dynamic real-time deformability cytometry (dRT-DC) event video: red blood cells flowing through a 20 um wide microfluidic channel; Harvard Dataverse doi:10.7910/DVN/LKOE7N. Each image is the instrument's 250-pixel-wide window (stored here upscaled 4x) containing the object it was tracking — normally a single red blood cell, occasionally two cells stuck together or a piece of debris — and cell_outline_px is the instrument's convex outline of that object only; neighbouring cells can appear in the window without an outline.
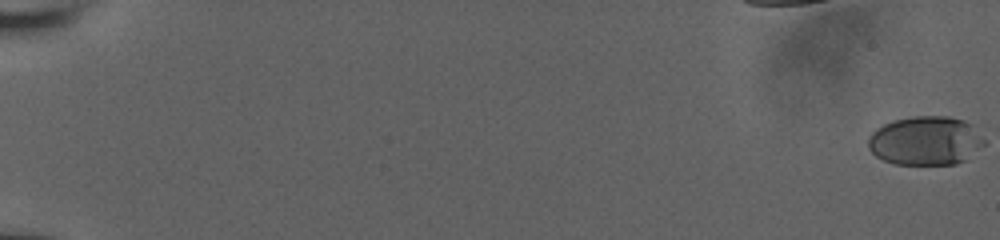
{"species": "human", "species_latin": "Homo sapiens", "temperature_condition": "room temperature", "stored_images_in_passage": 58, "camera_frame_rate_fps": 3000, "um_per_image_px": 0.085, "donor": {"sex": "male"}, "frame": {"image": 1, "passage_image": 1, "time_ms": 0.0, "image_size_px": [1000, 240], "cell_outline_px": [[972, 124], [964, 160], [956, 164], [896, 164], [884, 160], [876, 156], [868, 148], [868, 136], [876, 128], [884, 124], [896, 120], [912, 116], [948, 116], [964, 120]], "centroid_in_image_um": [78.33, 11.94], "position_along_channel_um": 6.7, "area_um2": 30.63}}
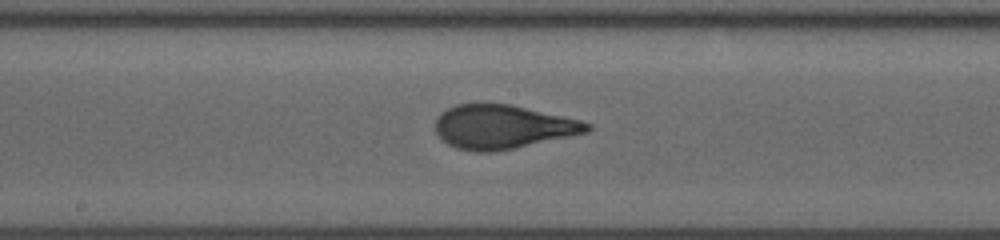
{"frame": {"image": 2, "passage_image": 35, "time_ms": 11.333, "image_size_px": [1000, 240], "cell_outline_px": [[592, 128], [588, 132], [512, 148], [492, 152], [476, 152], [456, 148], [448, 144], [436, 132], [436, 120], [440, 112], [456, 104], [508, 104], [580, 120], [592, 124]], "centroid_in_image_um": [42.7, 10.78], "position_along_channel_um": 205.5, "area_um2": 38.21}}
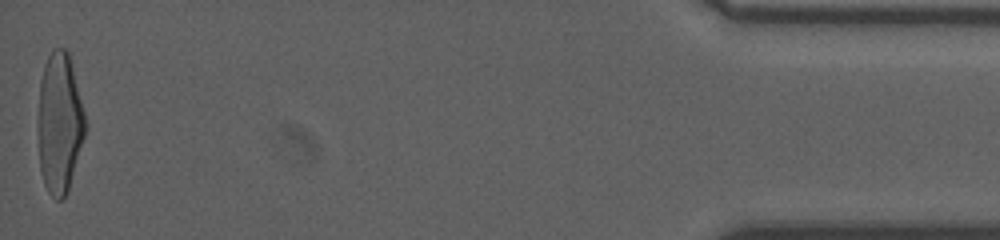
{"frame": {"image": 3, "passage_image": 58, "time_ms": 19.333, "image_size_px": [1000, 240], "cell_outline_px": [[88, 128], [68, 188], [64, 196], [60, 200], [56, 200], [48, 192], [44, 184], [40, 168], [36, 124], [40, 80], [44, 64], [52, 48], [64, 48], [68, 52], [88, 124]], "centroid_in_image_um": [5.05, 10.44], "position_along_channel_um": 430.2, "area_um2": 39.36}, "authors_computed_cell_mechanics": {"area_um2": 37.8012, "velocity_mm_per_s": 3.8548, "shape_relaxation_time_tau1_ms": 6.6744, "shape_relaxation_time_tau2_ms": null, "deformation_change_tau1": 0.2781, "deformation_change_tau2": null}}